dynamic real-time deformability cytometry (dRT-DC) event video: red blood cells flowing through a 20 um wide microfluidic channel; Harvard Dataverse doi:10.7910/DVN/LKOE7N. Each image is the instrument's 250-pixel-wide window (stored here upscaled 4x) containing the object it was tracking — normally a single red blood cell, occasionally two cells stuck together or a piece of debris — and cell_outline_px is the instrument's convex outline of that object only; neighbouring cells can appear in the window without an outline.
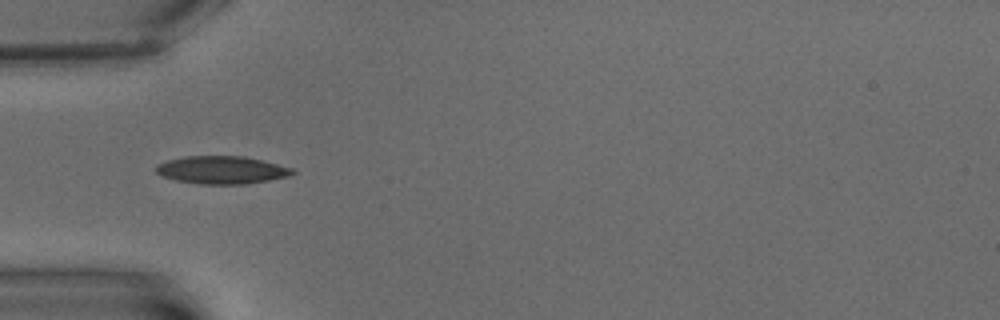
{"species": "common noctule bat (a hibernating species)", "species_latin": "Nyctalus noctula", "temperature_condition": "warm", "stored_images_in_passage": 2, "camera_frame_rate_fps": 3000, "um_per_image_px": 0.085, "animal": {"sex": "male", "body_mass_g": 15.6}, "frame": {"image": 1, "passage_image": 1, "time_ms": 0.0, "image_size_px": [1000, 320], "cell_outline_px": [[296, 172], [288, 176], [268, 180], [244, 184], [200, 184], [176, 180], [164, 176], [156, 172], [156, 164], [168, 160], [184, 156], [244, 156], [292, 168]], "centroid_in_image_um": [18.82, 14.44], "position_along_channel_um": 66.2, "area_um2": 21.85}}
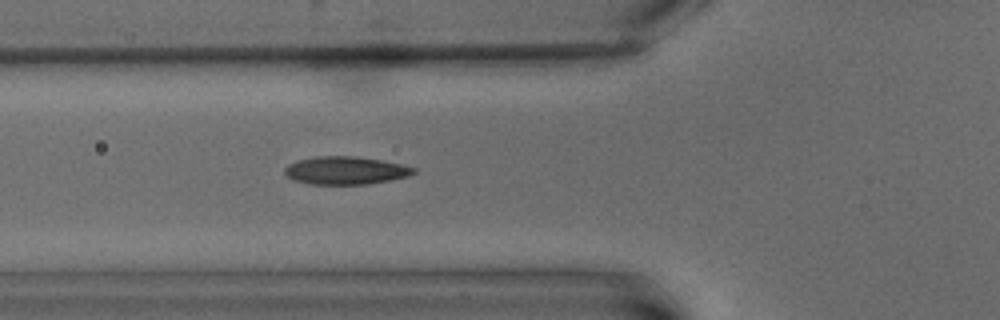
{"frame": {"image": 2, "passage_image": 2, "time_ms": 1.0, "image_size_px": [1000, 320], "cell_outline_px": [[416, 172], [408, 176], [368, 184], [308, 184], [292, 180], [284, 172], [284, 168], [288, 164], [296, 160], [316, 156], [352, 156], [380, 160], [400, 164], [416, 168]], "centroid_in_image_um": [29.32, 14.49], "position_along_channel_um": 96.5, "area_um2": 20.92}}